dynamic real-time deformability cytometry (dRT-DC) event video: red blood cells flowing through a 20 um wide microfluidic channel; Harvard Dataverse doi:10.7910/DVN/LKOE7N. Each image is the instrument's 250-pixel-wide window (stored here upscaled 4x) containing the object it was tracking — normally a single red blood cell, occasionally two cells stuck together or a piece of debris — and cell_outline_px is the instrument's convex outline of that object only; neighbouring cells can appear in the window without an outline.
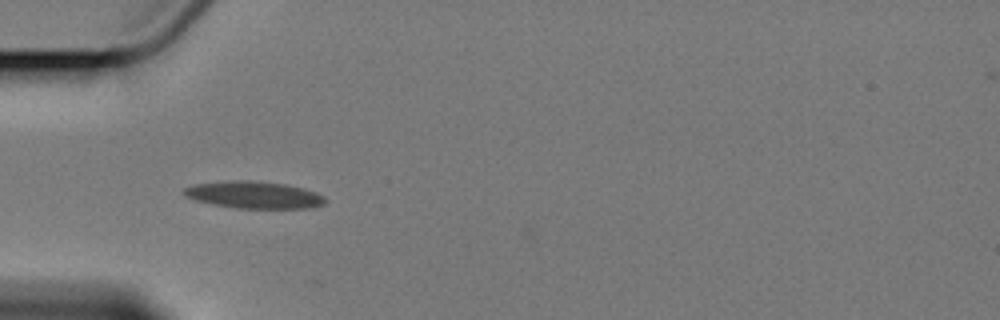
{"species": "Egyptian fruit bat (a non-hibernating species)", "species_latin": "Rousettus aegyptiacus", "temperature_condition": "cold", "stored_images_in_passage": 5, "camera_frame_rate_fps": 3000, "um_per_image_px": 0.085, "animal": {"sex": "female"}, "frame": {"image": 1, "passage_image": 4, "time_ms": 3.667, "image_size_px": [1000, 320], "cell_outline_px": [[328, 200], [324, 204], [308, 208], [236, 208], [212, 204], [196, 200], [184, 196], [184, 188], [196, 184], [236, 180], [248, 180], [284, 184], [304, 188], [316, 192], [324, 196]], "centroid_in_image_um": [21.62, 16.57], "position_along_channel_um": 63.4, "area_um2": 22.14}}
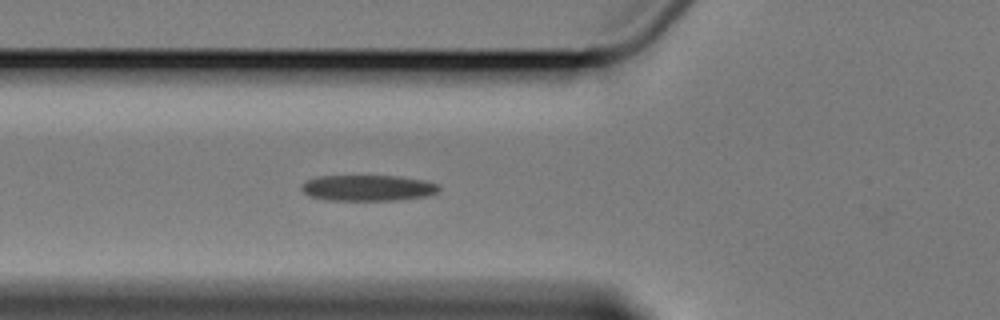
{"frame": {"image": 2, "passage_image": 5, "time_ms": 4.667, "image_size_px": [1000, 320], "cell_outline_px": [[440, 188], [436, 192], [428, 196], [400, 200], [324, 200], [308, 196], [300, 188], [308, 180], [320, 176], [396, 176], [424, 180], [440, 184]], "centroid_in_image_um": [31.3, 15.98], "position_along_channel_um": 94.5, "area_um2": 20.81}}